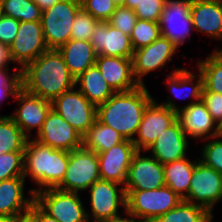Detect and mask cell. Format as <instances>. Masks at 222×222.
Returning a JSON list of instances; mask_svg holds the SVG:
<instances>
[{
  "mask_svg": "<svg viewBox=\"0 0 222 222\" xmlns=\"http://www.w3.org/2000/svg\"><path fill=\"white\" fill-rule=\"evenodd\" d=\"M189 146L180 121L177 119L158 136L147 149L161 164L183 159L187 155Z\"/></svg>",
  "mask_w": 222,
  "mask_h": 222,
  "instance_id": "cell-20",
  "label": "cell"
},
{
  "mask_svg": "<svg viewBox=\"0 0 222 222\" xmlns=\"http://www.w3.org/2000/svg\"><path fill=\"white\" fill-rule=\"evenodd\" d=\"M60 1L61 0H34V2L40 7L42 11L54 6L57 2Z\"/></svg>",
  "mask_w": 222,
  "mask_h": 222,
  "instance_id": "cell-47",
  "label": "cell"
},
{
  "mask_svg": "<svg viewBox=\"0 0 222 222\" xmlns=\"http://www.w3.org/2000/svg\"><path fill=\"white\" fill-rule=\"evenodd\" d=\"M141 2L142 0H125L124 7L135 10Z\"/></svg>",
  "mask_w": 222,
  "mask_h": 222,
  "instance_id": "cell-48",
  "label": "cell"
},
{
  "mask_svg": "<svg viewBox=\"0 0 222 222\" xmlns=\"http://www.w3.org/2000/svg\"><path fill=\"white\" fill-rule=\"evenodd\" d=\"M95 65L115 92H127L139 86L131 58L97 55Z\"/></svg>",
  "mask_w": 222,
  "mask_h": 222,
  "instance_id": "cell-22",
  "label": "cell"
},
{
  "mask_svg": "<svg viewBox=\"0 0 222 222\" xmlns=\"http://www.w3.org/2000/svg\"><path fill=\"white\" fill-rule=\"evenodd\" d=\"M100 180L97 153L81 147L69 152V161L62 182L56 187L63 191L79 193Z\"/></svg>",
  "mask_w": 222,
  "mask_h": 222,
  "instance_id": "cell-7",
  "label": "cell"
},
{
  "mask_svg": "<svg viewBox=\"0 0 222 222\" xmlns=\"http://www.w3.org/2000/svg\"><path fill=\"white\" fill-rule=\"evenodd\" d=\"M3 15L20 22H41L42 10L34 0H1Z\"/></svg>",
  "mask_w": 222,
  "mask_h": 222,
  "instance_id": "cell-33",
  "label": "cell"
},
{
  "mask_svg": "<svg viewBox=\"0 0 222 222\" xmlns=\"http://www.w3.org/2000/svg\"><path fill=\"white\" fill-rule=\"evenodd\" d=\"M126 213V216L128 217H121L119 214L116 216H112L110 218L101 220L100 222H144L143 220L137 218L136 216H134L133 214H131L129 211H127L126 209H124V211Z\"/></svg>",
  "mask_w": 222,
  "mask_h": 222,
  "instance_id": "cell-46",
  "label": "cell"
},
{
  "mask_svg": "<svg viewBox=\"0 0 222 222\" xmlns=\"http://www.w3.org/2000/svg\"><path fill=\"white\" fill-rule=\"evenodd\" d=\"M137 19V15L134 10L120 6L116 8L107 22L122 33L130 36Z\"/></svg>",
  "mask_w": 222,
  "mask_h": 222,
  "instance_id": "cell-39",
  "label": "cell"
},
{
  "mask_svg": "<svg viewBox=\"0 0 222 222\" xmlns=\"http://www.w3.org/2000/svg\"><path fill=\"white\" fill-rule=\"evenodd\" d=\"M137 151L131 140H124L109 150L97 153L100 179L125 185L127 172Z\"/></svg>",
  "mask_w": 222,
  "mask_h": 222,
  "instance_id": "cell-18",
  "label": "cell"
},
{
  "mask_svg": "<svg viewBox=\"0 0 222 222\" xmlns=\"http://www.w3.org/2000/svg\"><path fill=\"white\" fill-rule=\"evenodd\" d=\"M18 218H11L8 216H0V222H16Z\"/></svg>",
  "mask_w": 222,
  "mask_h": 222,
  "instance_id": "cell-49",
  "label": "cell"
},
{
  "mask_svg": "<svg viewBox=\"0 0 222 222\" xmlns=\"http://www.w3.org/2000/svg\"><path fill=\"white\" fill-rule=\"evenodd\" d=\"M178 68L179 67H177V69H175L173 73L166 75V83L168 84L167 89H169V91L178 98L186 99L191 96V98L193 99L187 105L180 107V110L183 107L201 101L204 88V80L202 74L199 71V74L196 75L186 68ZM182 92H185V94H183Z\"/></svg>",
  "mask_w": 222,
  "mask_h": 222,
  "instance_id": "cell-26",
  "label": "cell"
},
{
  "mask_svg": "<svg viewBox=\"0 0 222 222\" xmlns=\"http://www.w3.org/2000/svg\"><path fill=\"white\" fill-rule=\"evenodd\" d=\"M222 200V175L213 168L196 162L184 201L206 208L213 214L214 206Z\"/></svg>",
  "mask_w": 222,
  "mask_h": 222,
  "instance_id": "cell-10",
  "label": "cell"
},
{
  "mask_svg": "<svg viewBox=\"0 0 222 222\" xmlns=\"http://www.w3.org/2000/svg\"><path fill=\"white\" fill-rule=\"evenodd\" d=\"M187 158L163 164L165 186L172 189L183 200L188 196L190 181L196 162Z\"/></svg>",
  "mask_w": 222,
  "mask_h": 222,
  "instance_id": "cell-28",
  "label": "cell"
},
{
  "mask_svg": "<svg viewBox=\"0 0 222 222\" xmlns=\"http://www.w3.org/2000/svg\"><path fill=\"white\" fill-rule=\"evenodd\" d=\"M11 59L20 70L48 51L41 22H20L14 41L9 45Z\"/></svg>",
  "mask_w": 222,
  "mask_h": 222,
  "instance_id": "cell-13",
  "label": "cell"
},
{
  "mask_svg": "<svg viewBox=\"0 0 222 222\" xmlns=\"http://www.w3.org/2000/svg\"><path fill=\"white\" fill-rule=\"evenodd\" d=\"M116 7L124 6L125 0H111Z\"/></svg>",
  "mask_w": 222,
  "mask_h": 222,
  "instance_id": "cell-50",
  "label": "cell"
},
{
  "mask_svg": "<svg viewBox=\"0 0 222 222\" xmlns=\"http://www.w3.org/2000/svg\"><path fill=\"white\" fill-rule=\"evenodd\" d=\"M167 0H142L134 10L138 19L159 22Z\"/></svg>",
  "mask_w": 222,
  "mask_h": 222,
  "instance_id": "cell-41",
  "label": "cell"
},
{
  "mask_svg": "<svg viewBox=\"0 0 222 222\" xmlns=\"http://www.w3.org/2000/svg\"><path fill=\"white\" fill-rule=\"evenodd\" d=\"M16 222H31L26 216L18 219Z\"/></svg>",
  "mask_w": 222,
  "mask_h": 222,
  "instance_id": "cell-52",
  "label": "cell"
},
{
  "mask_svg": "<svg viewBox=\"0 0 222 222\" xmlns=\"http://www.w3.org/2000/svg\"><path fill=\"white\" fill-rule=\"evenodd\" d=\"M161 36L159 22L137 19L130 34L133 50L148 46Z\"/></svg>",
  "mask_w": 222,
  "mask_h": 222,
  "instance_id": "cell-34",
  "label": "cell"
},
{
  "mask_svg": "<svg viewBox=\"0 0 222 222\" xmlns=\"http://www.w3.org/2000/svg\"><path fill=\"white\" fill-rule=\"evenodd\" d=\"M202 102L217 124L222 121V94L209 92L203 88Z\"/></svg>",
  "mask_w": 222,
  "mask_h": 222,
  "instance_id": "cell-42",
  "label": "cell"
},
{
  "mask_svg": "<svg viewBox=\"0 0 222 222\" xmlns=\"http://www.w3.org/2000/svg\"><path fill=\"white\" fill-rule=\"evenodd\" d=\"M215 52L222 58V49L219 50V48H217Z\"/></svg>",
  "mask_w": 222,
  "mask_h": 222,
  "instance_id": "cell-53",
  "label": "cell"
},
{
  "mask_svg": "<svg viewBox=\"0 0 222 222\" xmlns=\"http://www.w3.org/2000/svg\"><path fill=\"white\" fill-rule=\"evenodd\" d=\"M171 97L164 103L153 99L146 107L136 137L132 140L137 150L147 152L160 134L177 120V107Z\"/></svg>",
  "mask_w": 222,
  "mask_h": 222,
  "instance_id": "cell-6",
  "label": "cell"
},
{
  "mask_svg": "<svg viewBox=\"0 0 222 222\" xmlns=\"http://www.w3.org/2000/svg\"><path fill=\"white\" fill-rule=\"evenodd\" d=\"M20 21L2 15L0 19V42L10 45L17 36Z\"/></svg>",
  "mask_w": 222,
  "mask_h": 222,
  "instance_id": "cell-43",
  "label": "cell"
},
{
  "mask_svg": "<svg viewBox=\"0 0 222 222\" xmlns=\"http://www.w3.org/2000/svg\"><path fill=\"white\" fill-rule=\"evenodd\" d=\"M19 108L10 116L22 130L27 138H32V130L37 129L36 135L41 131L46 116L52 108V102L28 93L21 88L14 97Z\"/></svg>",
  "mask_w": 222,
  "mask_h": 222,
  "instance_id": "cell-17",
  "label": "cell"
},
{
  "mask_svg": "<svg viewBox=\"0 0 222 222\" xmlns=\"http://www.w3.org/2000/svg\"><path fill=\"white\" fill-rule=\"evenodd\" d=\"M177 119L187 137L206 139L217 136L218 124L201 101L181 108L177 112Z\"/></svg>",
  "mask_w": 222,
  "mask_h": 222,
  "instance_id": "cell-21",
  "label": "cell"
},
{
  "mask_svg": "<svg viewBox=\"0 0 222 222\" xmlns=\"http://www.w3.org/2000/svg\"><path fill=\"white\" fill-rule=\"evenodd\" d=\"M217 136L222 138V121L218 124Z\"/></svg>",
  "mask_w": 222,
  "mask_h": 222,
  "instance_id": "cell-51",
  "label": "cell"
},
{
  "mask_svg": "<svg viewBox=\"0 0 222 222\" xmlns=\"http://www.w3.org/2000/svg\"><path fill=\"white\" fill-rule=\"evenodd\" d=\"M26 217L31 222H59L58 220L47 214L35 201L30 206Z\"/></svg>",
  "mask_w": 222,
  "mask_h": 222,
  "instance_id": "cell-44",
  "label": "cell"
},
{
  "mask_svg": "<svg viewBox=\"0 0 222 222\" xmlns=\"http://www.w3.org/2000/svg\"><path fill=\"white\" fill-rule=\"evenodd\" d=\"M99 22L81 8L73 21L71 39L90 41L93 31Z\"/></svg>",
  "mask_w": 222,
  "mask_h": 222,
  "instance_id": "cell-36",
  "label": "cell"
},
{
  "mask_svg": "<svg viewBox=\"0 0 222 222\" xmlns=\"http://www.w3.org/2000/svg\"><path fill=\"white\" fill-rule=\"evenodd\" d=\"M24 177H14L0 181V216L23 218L35 201L34 193L24 196Z\"/></svg>",
  "mask_w": 222,
  "mask_h": 222,
  "instance_id": "cell-23",
  "label": "cell"
},
{
  "mask_svg": "<svg viewBox=\"0 0 222 222\" xmlns=\"http://www.w3.org/2000/svg\"><path fill=\"white\" fill-rule=\"evenodd\" d=\"M178 48L172 41L160 36L146 47L134 50L132 57L133 74L139 85H145L143 78L150 72L164 68Z\"/></svg>",
  "mask_w": 222,
  "mask_h": 222,
  "instance_id": "cell-15",
  "label": "cell"
},
{
  "mask_svg": "<svg viewBox=\"0 0 222 222\" xmlns=\"http://www.w3.org/2000/svg\"><path fill=\"white\" fill-rule=\"evenodd\" d=\"M126 210L144 222H153L183 199L167 186L151 190H125Z\"/></svg>",
  "mask_w": 222,
  "mask_h": 222,
  "instance_id": "cell-4",
  "label": "cell"
},
{
  "mask_svg": "<svg viewBox=\"0 0 222 222\" xmlns=\"http://www.w3.org/2000/svg\"><path fill=\"white\" fill-rule=\"evenodd\" d=\"M153 99L146 85L127 92H115L105 103L97 106V119L119 132L124 139L132 141L144 111Z\"/></svg>",
  "mask_w": 222,
  "mask_h": 222,
  "instance_id": "cell-2",
  "label": "cell"
},
{
  "mask_svg": "<svg viewBox=\"0 0 222 222\" xmlns=\"http://www.w3.org/2000/svg\"><path fill=\"white\" fill-rule=\"evenodd\" d=\"M214 217L206 208L182 200L153 222H209Z\"/></svg>",
  "mask_w": 222,
  "mask_h": 222,
  "instance_id": "cell-30",
  "label": "cell"
},
{
  "mask_svg": "<svg viewBox=\"0 0 222 222\" xmlns=\"http://www.w3.org/2000/svg\"><path fill=\"white\" fill-rule=\"evenodd\" d=\"M27 139L10 115H0V154L24 152Z\"/></svg>",
  "mask_w": 222,
  "mask_h": 222,
  "instance_id": "cell-31",
  "label": "cell"
},
{
  "mask_svg": "<svg viewBox=\"0 0 222 222\" xmlns=\"http://www.w3.org/2000/svg\"><path fill=\"white\" fill-rule=\"evenodd\" d=\"M10 63L14 62L11 59L9 45L0 42V68H9Z\"/></svg>",
  "mask_w": 222,
  "mask_h": 222,
  "instance_id": "cell-45",
  "label": "cell"
},
{
  "mask_svg": "<svg viewBox=\"0 0 222 222\" xmlns=\"http://www.w3.org/2000/svg\"><path fill=\"white\" fill-rule=\"evenodd\" d=\"M3 13H2V4H1V0H0V19L2 17Z\"/></svg>",
  "mask_w": 222,
  "mask_h": 222,
  "instance_id": "cell-54",
  "label": "cell"
},
{
  "mask_svg": "<svg viewBox=\"0 0 222 222\" xmlns=\"http://www.w3.org/2000/svg\"><path fill=\"white\" fill-rule=\"evenodd\" d=\"M88 189L91 210L90 213L86 212V214L89 222H100L101 220L116 216L119 214L118 210L121 206L126 209L124 185L100 179Z\"/></svg>",
  "mask_w": 222,
  "mask_h": 222,
  "instance_id": "cell-11",
  "label": "cell"
},
{
  "mask_svg": "<svg viewBox=\"0 0 222 222\" xmlns=\"http://www.w3.org/2000/svg\"><path fill=\"white\" fill-rule=\"evenodd\" d=\"M58 51L75 79L95 65L97 54L90 41L70 39Z\"/></svg>",
  "mask_w": 222,
  "mask_h": 222,
  "instance_id": "cell-25",
  "label": "cell"
},
{
  "mask_svg": "<svg viewBox=\"0 0 222 222\" xmlns=\"http://www.w3.org/2000/svg\"><path fill=\"white\" fill-rule=\"evenodd\" d=\"M124 140L119 132L97 119L83 136V147L96 153H102Z\"/></svg>",
  "mask_w": 222,
  "mask_h": 222,
  "instance_id": "cell-29",
  "label": "cell"
},
{
  "mask_svg": "<svg viewBox=\"0 0 222 222\" xmlns=\"http://www.w3.org/2000/svg\"><path fill=\"white\" fill-rule=\"evenodd\" d=\"M54 109L75 130L84 136L97 120V106L77 88L63 92L52 101Z\"/></svg>",
  "mask_w": 222,
  "mask_h": 222,
  "instance_id": "cell-9",
  "label": "cell"
},
{
  "mask_svg": "<svg viewBox=\"0 0 222 222\" xmlns=\"http://www.w3.org/2000/svg\"><path fill=\"white\" fill-rule=\"evenodd\" d=\"M22 88L30 94L53 101L63 92L76 87L58 50H48L21 70Z\"/></svg>",
  "mask_w": 222,
  "mask_h": 222,
  "instance_id": "cell-1",
  "label": "cell"
},
{
  "mask_svg": "<svg viewBox=\"0 0 222 222\" xmlns=\"http://www.w3.org/2000/svg\"><path fill=\"white\" fill-rule=\"evenodd\" d=\"M34 139L43 145L68 152L83 147V136L52 108Z\"/></svg>",
  "mask_w": 222,
  "mask_h": 222,
  "instance_id": "cell-14",
  "label": "cell"
},
{
  "mask_svg": "<svg viewBox=\"0 0 222 222\" xmlns=\"http://www.w3.org/2000/svg\"><path fill=\"white\" fill-rule=\"evenodd\" d=\"M81 8L100 22H107L116 10L111 0H80Z\"/></svg>",
  "mask_w": 222,
  "mask_h": 222,
  "instance_id": "cell-40",
  "label": "cell"
},
{
  "mask_svg": "<svg viewBox=\"0 0 222 222\" xmlns=\"http://www.w3.org/2000/svg\"><path fill=\"white\" fill-rule=\"evenodd\" d=\"M190 15L194 31L222 40V1L192 0Z\"/></svg>",
  "mask_w": 222,
  "mask_h": 222,
  "instance_id": "cell-24",
  "label": "cell"
},
{
  "mask_svg": "<svg viewBox=\"0 0 222 222\" xmlns=\"http://www.w3.org/2000/svg\"><path fill=\"white\" fill-rule=\"evenodd\" d=\"M68 161V151L54 149L28 138L24 148L23 177L29 176L39 186L29 191L35 194L43 189L56 188L65 176Z\"/></svg>",
  "mask_w": 222,
  "mask_h": 222,
  "instance_id": "cell-3",
  "label": "cell"
},
{
  "mask_svg": "<svg viewBox=\"0 0 222 222\" xmlns=\"http://www.w3.org/2000/svg\"><path fill=\"white\" fill-rule=\"evenodd\" d=\"M34 198L47 214L59 222H89L79 193L48 188L36 192Z\"/></svg>",
  "mask_w": 222,
  "mask_h": 222,
  "instance_id": "cell-8",
  "label": "cell"
},
{
  "mask_svg": "<svg viewBox=\"0 0 222 222\" xmlns=\"http://www.w3.org/2000/svg\"><path fill=\"white\" fill-rule=\"evenodd\" d=\"M208 141L202 146V159L199 161L222 175V138L211 137L208 138Z\"/></svg>",
  "mask_w": 222,
  "mask_h": 222,
  "instance_id": "cell-37",
  "label": "cell"
},
{
  "mask_svg": "<svg viewBox=\"0 0 222 222\" xmlns=\"http://www.w3.org/2000/svg\"><path fill=\"white\" fill-rule=\"evenodd\" d=\"M90 43L97 55L131 58L133 46L130 36L122 33L108 22H99L93 31Z\"/></svg>",
  "mask_w": 222,
  "mask_h": 222,
  "instance_id": "cell-19",
  "label": "cell"
},
{
  "mask_svg": "<svg viewBox=\"0 0 222 222\" xmlns=\"http://www.w3.org/2000/svg\"><path fill=\"white\" fill-rule=\"evenodd\" d=\"M197 70L202 74L204 88L222 94V58L214 51L204 60L197 61Z\"/></svg>",
  "mask_w": 222,
  "mask_h": 222,
  "instance_id": "cell-32",
  "label": "cell"
},
{
  "mask_svg": "<svg viewBox=\"0 0 222 222\" xmlns=\"http://www.w3.org/2000/svg\"><path fill=\"white\" fill-rule=\"evenodd\" d=\"M80 9V0H61L42 11L43 35L49 50H58L71 39L73 21Z\"/></svg>",
  "mask_w": 222,
  "mask_h": 222,
  "instance_id": "cell-5",
  "label": "cell"
},
{
  "mask_svg": "<svg viewBox=\"0 0 222 222\" xmlns=\"http://www.w3.org/2000/svg\"><path fill=\"white\" fill-rule=\"evenodd\" d=\"M137 150L133 155L125 181V190H151L165 186L164 167L153 156L141 155Z\"/></svg>",
  "mask_w": 222,
  "mask_h": 222,
  "instance_id": "cell-16",
  "label": "cell"
},
{
  "mask_svg": "<svg viewBox=\"0 0 222 222\" xmlns=\"http://www.w3.org/2000/svg\"><path fill=\"white\" fill-rule=\"evenodd\" d=\"M75 83L76 86L79 83L78 89L95 106L105 103L115 93L96 65L83 72Z\"/></svg>",
  "mask_w": 222,
  "mask_h": 222,
  "instance_id": "cell-27",
  "label": "cell"
},
{
  "mask_svg": "<svg viewBox=\"0 0 222 222\" xmlns=\"http://www.w3.org/2000/svg\"><path fill=\"white\" fill-rule=\"evenodd\" d=\"M24 152H7L0 154V181L23 177Z\"/></svg>",
  "mask_w": 222,
  "mask_h": 222,
  "instance_id": "cell-35",
  "label": "cell"
},
{
  "mask_svg": "<svg viewBox=\"0 0 222 222\" xmlns=\"http://www.w3.org/2000/svg\"><path fill=\"white\" fill-rule=\"evenodd\" d=\"M192 0H167L159 26L161 36L172 41L179 48L194 30L190 15Z\"/></svg>",
  "mask_w": 222,
  "mask_h": 222,
  "instance_id": "cell-12",
  "label": "cell"
},
{
  "mask_svg": "<svg viewBox=\"0 0 222 222\" xmlns=\"http://www.w3.org/2000/svg\"><path fill=\"white\" fill-rule=\"evenodd\" d=\"M9 71V68H0V102H4V99L9 96L15 97L16 93L22 88L20 68L14 67L12 74Z\"/></svg>",
  "mask_w": 222,
  "mask_h": 222,
  "instance_id": "cell-38",
  "label": "cell"
}]
</instances>
